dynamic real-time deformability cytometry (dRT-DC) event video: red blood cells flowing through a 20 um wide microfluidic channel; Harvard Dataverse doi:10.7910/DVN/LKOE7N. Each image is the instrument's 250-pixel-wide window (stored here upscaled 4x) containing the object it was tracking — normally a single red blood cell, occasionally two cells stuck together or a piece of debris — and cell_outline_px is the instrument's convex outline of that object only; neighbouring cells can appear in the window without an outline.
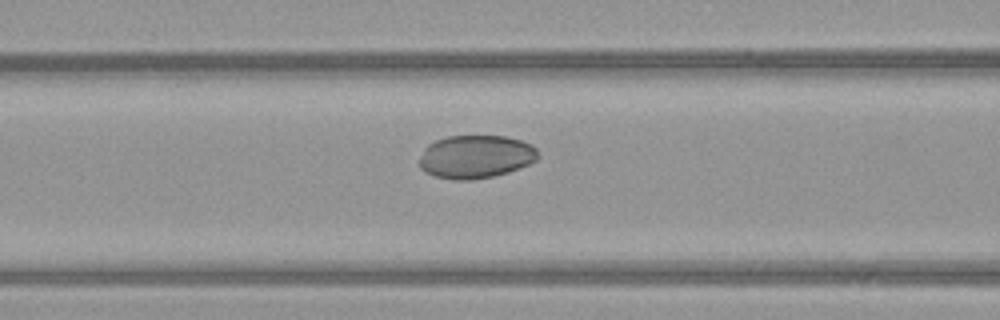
{"species": "common noctule bat (a hibernating species)", "species_latin": "Nyctalus noctula", "temperature_condition": "warm", "stored_images_in_passage": 16, "camera_frame_rate_fps": 3000, "um_per_image_px": 0.085, "animal": {"sex": "female", "body_mass_g": 21.9}, "frame": {"image": 1, "passage_image": 14, "time_ms": 4.333, "image_size_px": [1000, 320], "cell_outline_px": [[540, 156], [536, 160], [520, 168], [508, 172], [492, 176], [472, 180], [452, 180], [436, 176], [424, 172], [420, 168], [420, 156], [424, 148], [428, 144], [436, 140], [448, 136], [504, 136], [520, 140], [532, 144], [536, 148]], "centroid_in_image_um": [40.43, 13.32], "position_along_channel_um": 126.2, "area_um2": 30.0}}